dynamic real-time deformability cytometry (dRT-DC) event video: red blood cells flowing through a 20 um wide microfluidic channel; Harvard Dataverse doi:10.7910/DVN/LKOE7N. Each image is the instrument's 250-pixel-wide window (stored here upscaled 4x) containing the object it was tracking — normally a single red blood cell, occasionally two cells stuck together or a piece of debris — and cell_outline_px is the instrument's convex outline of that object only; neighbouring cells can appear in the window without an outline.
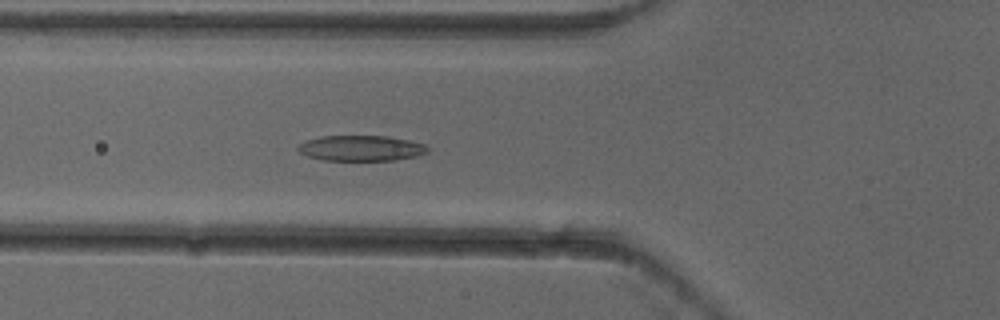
{"species": "common noctule bat (a hibernating species)", "species_latin": "Nyctalus noctula", "temperature_condition": "cold", "stored_images_in_passage": 5, "camera_frame_rate_fps": 3000, "um_per_image_px": 0.085, "animal": {"sex": "female"}, "frame": {"image": 1, "passage_image": 5, "time_ms": 1.333, "image_size_px": [1000, 320], "cell_outline_px": [[428, 152], [416, 156], [396, 160], [324, 160], [308, 156], [300, 152], [296, 148], [304, 140], [320, 136], [388, 136], [408, 140], [424, 144], [428, 148]], "centroid_in_image_um": [30.67, 12.59], "position_along_channel_um": 95.1, "area_um2": 19.25}}